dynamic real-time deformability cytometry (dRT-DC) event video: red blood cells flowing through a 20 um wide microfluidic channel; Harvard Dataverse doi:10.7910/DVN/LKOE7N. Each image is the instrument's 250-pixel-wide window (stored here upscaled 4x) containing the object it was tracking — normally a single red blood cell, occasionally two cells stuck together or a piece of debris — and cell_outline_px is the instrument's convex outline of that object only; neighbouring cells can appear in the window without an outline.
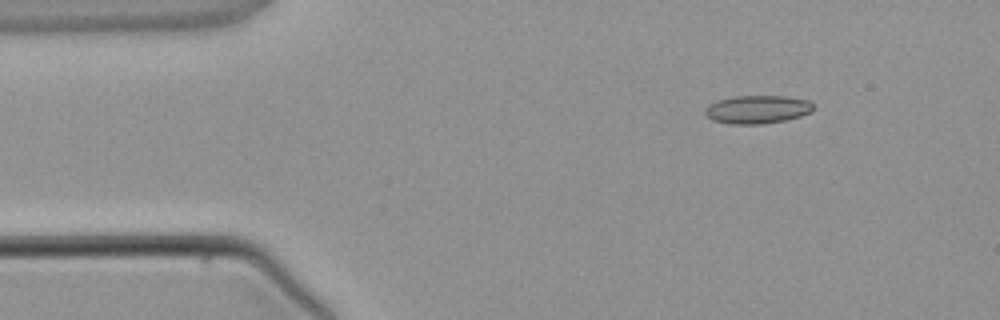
{"species": "common noctule bat (a hibernating species)", "species_latin": "Nyctalus noctula", "temperature_condition": "warm", "stored_images_in_passage": 3, "camera_frame_rate_fps": 3000, "um_per_image_px": 0.085, "animal": {"sex": "male", "body_mass_g": 21.5, "forearm_length_mm": 52.0}, "frame": {"image": 1, "passage_image": 1, "time_ms": 0.0, "image_size_px": [1000, 320], "cell_outline_px": [[816, 104], [812, 112], [800, 116], [784, 120], [764, 124], [732, 124], [712, 120], [704, 112], [704, 108], [708, 104], [720, 100], [736, 96], [784, 96], [808, 100]], "centroid_in_image_um": [64.41, 9.3], "position_along_channel_um": 20.6, "area_um2": 17.86}}
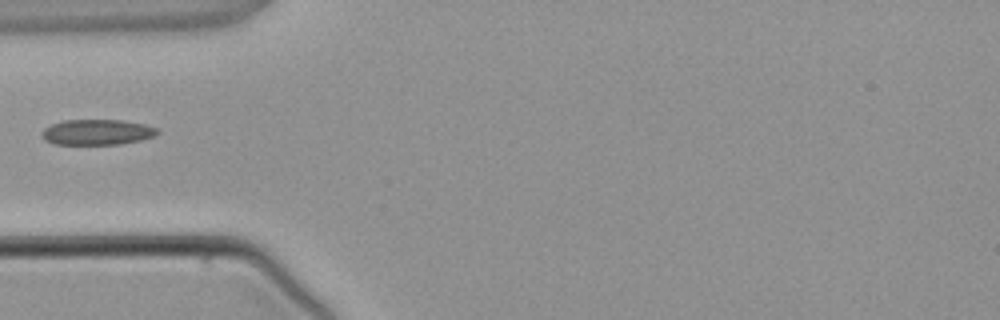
{"frame": {"image": 2, "passage_image": 3, "time_ms": 2.667, "image_size_px": [1000, 320], "cell_outline_px": [[160, 132], [152, 136], [140, 140], [120, 144], [56, 144], [44, 140], [40, 132], [44, 128], [52, 124], [64, 120], [124, 120], [144, 124], [156, 128]], "centroid_in_image_um": [8.23, 11.23], "position_along_channel_um": 76.8, "area_um2": 17.11}}